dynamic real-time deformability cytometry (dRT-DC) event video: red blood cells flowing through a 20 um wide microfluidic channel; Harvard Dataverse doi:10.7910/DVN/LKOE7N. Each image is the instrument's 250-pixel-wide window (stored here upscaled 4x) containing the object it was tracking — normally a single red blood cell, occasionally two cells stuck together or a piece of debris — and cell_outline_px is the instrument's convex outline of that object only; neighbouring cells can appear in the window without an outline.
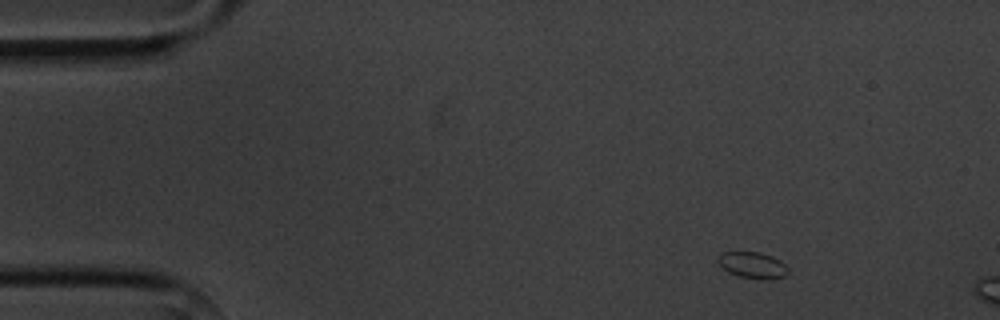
{"species": "common noctule bat (a hibernating species)", "species_latin": "Nyctalus noctula", "temperature_condition": "cold", "stored_images_in_passage": 3, "camera_frame_rate_fps": 3000, "um_per_image_px": 0.085, "animal": {"sex": "male", "body_mass_g": 20.1, "forearm_length_mm": 53.5}, "frame": {"image": 1, "passage_image": 1, "time_ms": 0.0, "image_size_px": [1000, 320], "cell_outline_px": [[788, 272], [784, 276], [768, 280], [764, 280], [740, 276], [728, 272], [720, 264], [720, 256], [724, 252], [760, 252], [772, 256], [780, 260], [788, 268]], "centroid_in_image_um": [64.04, 22.54], "position_along_channel_um": 21.0, "area_um2": 10.52}}